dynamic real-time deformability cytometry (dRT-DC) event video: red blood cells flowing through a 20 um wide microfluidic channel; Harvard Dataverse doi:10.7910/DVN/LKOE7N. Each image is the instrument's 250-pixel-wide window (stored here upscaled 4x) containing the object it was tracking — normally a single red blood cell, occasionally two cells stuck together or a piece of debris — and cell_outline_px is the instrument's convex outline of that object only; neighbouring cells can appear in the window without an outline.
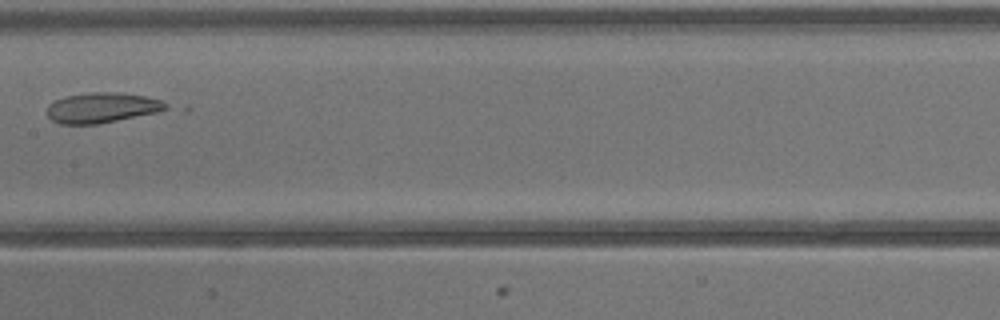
{"species": "common noctule bat (a hibernating species)", "species_latin": "Nyctalus noctula", "temperature_condition": "warm", "stored_images_in_passage": 4, "camera_frame_rate_fps": 3000, "um_per_image_px": 0.085, "animal": {"sex": "male", "body_mass_g": 13.3}, "frame": {"image": 1, "passage_image": 4, "time_ms": 3.333, "image_size_px": [1000, 320], "cell_outline_px": [[172, 104], [168, 108], [156, 112], [96, 124], [60, 124], [52, 120], [48, 116], [48, 104], [56, 100], [68, 96], [92, 92], [120, 92], [144, 96], [164, 100]], "centroid_in_image_um": [8.71, 9.14], "position_along_channel_um": 198.7, "area_um2": 20.81}}